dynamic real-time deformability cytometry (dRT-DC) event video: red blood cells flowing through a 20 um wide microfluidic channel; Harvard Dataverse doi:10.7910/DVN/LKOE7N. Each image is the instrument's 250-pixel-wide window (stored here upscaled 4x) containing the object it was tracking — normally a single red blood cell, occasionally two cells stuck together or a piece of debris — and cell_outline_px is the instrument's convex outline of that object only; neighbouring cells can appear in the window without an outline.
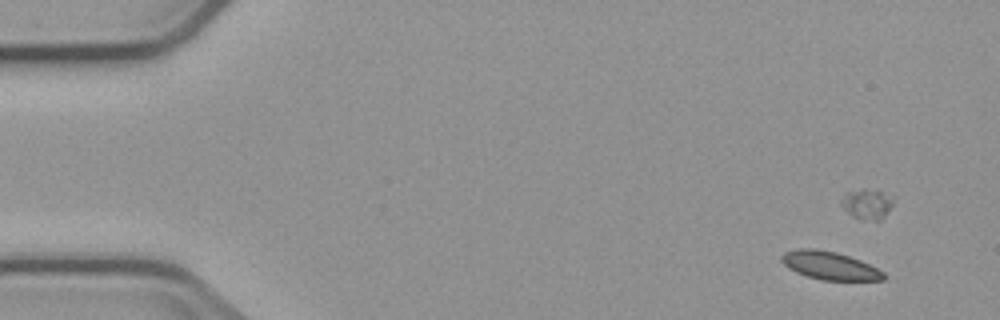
{"species": "common noctule bat (a hibernating species)", "species_latin": "Nyctalus noctula", "temperature_condition": "cold", "stored_images_in_passage": 4, "camera_frame_rate_fps": 3000, "um_per_image_px": 0.085, "animal": {"sex": "male", "body_mass_g": 23.1, "forearm_length_mm": 52.7}, "frame": {"image": 1, "passage_image": 1, "time_ms": 0.0, "image_size_px": [1000, 320], "cell_outline_px": [[884, 280], [820, 280], [796, 272], [788, 268], [780, 260], [780, 256], [784, 252], [796, 248], [816, 248], [836, 252], [860, 260], [884, 272]], "centroid_in_image_um": [70.47, 22.56], "position_along_channel_um": 14.5, "area_um2": 16.7}}